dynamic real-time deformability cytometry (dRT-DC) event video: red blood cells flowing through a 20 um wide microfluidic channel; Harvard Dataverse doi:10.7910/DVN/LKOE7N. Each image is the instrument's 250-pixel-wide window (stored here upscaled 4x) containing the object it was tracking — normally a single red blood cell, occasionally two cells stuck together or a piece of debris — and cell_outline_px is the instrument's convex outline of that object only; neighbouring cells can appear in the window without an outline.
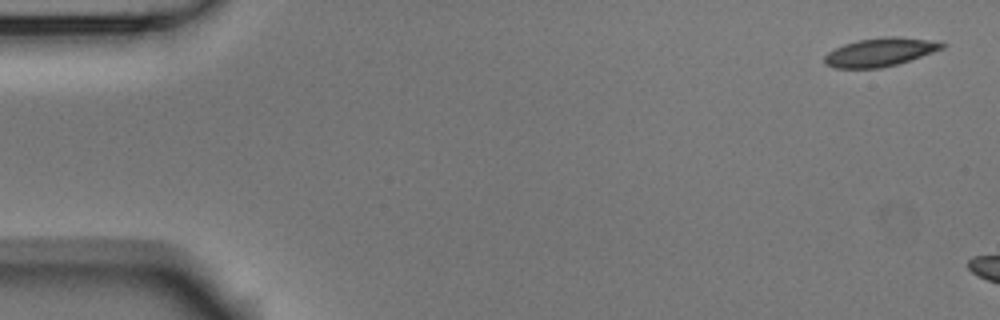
{"species": "Egyptian fruit bat (a non-hibernating species)", "species_latin": "Rousettus aegyptiacus", "temperature_condition": "room temperature", "stored_images_in_passage": 2, "camera_frame_rate_fps": 3000, "um_per_image_px": 0.085, "animal": {"sex": "male"}, "frame": {"image": 1, "passage_image": 1, "time_ms": 0.0, "image_size_px": [1000, 320], "cell_outline_px": [[948, 44], [944, 48], [896, 64], [880, 68], [836, 68], [824, 64], [824, 56], [828, 52], [844, 44], [860, 40], [884, 36], [896, 36], [924, 40]], "centroid_in_image_um": [74.75, 4.44], "position_along_channel_um": 10.2, "area_um2": 19.07}}